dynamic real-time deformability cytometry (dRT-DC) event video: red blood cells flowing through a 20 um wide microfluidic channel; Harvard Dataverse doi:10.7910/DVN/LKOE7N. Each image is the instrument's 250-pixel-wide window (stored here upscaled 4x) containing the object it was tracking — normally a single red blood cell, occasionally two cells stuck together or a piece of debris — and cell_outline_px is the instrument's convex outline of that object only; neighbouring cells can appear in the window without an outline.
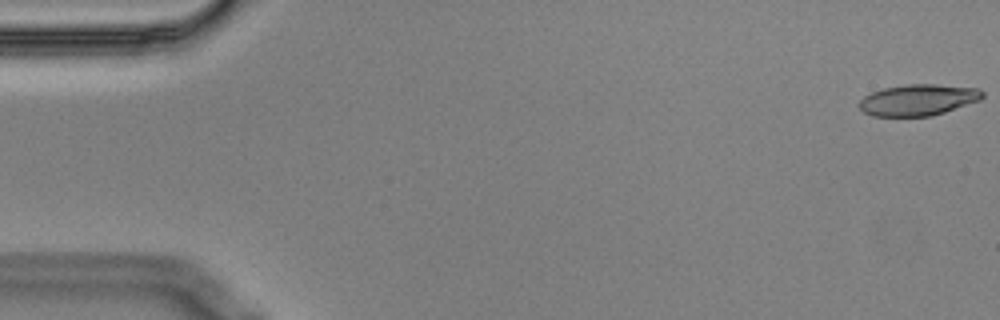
{"species": "Egyptian fruit bat (a non-hibernating species)", "species_latin": "Rousettus aegyptiacus", "temperature_condition": "cold", "stored_images_in_passage": 56, "camera_frame_rate_fps": 3000, "um_per_image_px": 0.085, "animal": {"sex": "male"}, "frame": {"image": 1, "passage_image": 1, "time_ms": 0.0, "image_size_px": [1000, 320], "cell_outline_px": [[984, 96], [980, 100], [932, 116], [872, 116], [864, 112], [856, 104], [864, 96], [872, 92], [884, 88], [904, 84], [936, 84], [980, 88], [984, 92]], "centroid_in_image_um": [78.04, 8.48], "position_along_channel_um": 7.0, "area_um2": 22.6}}
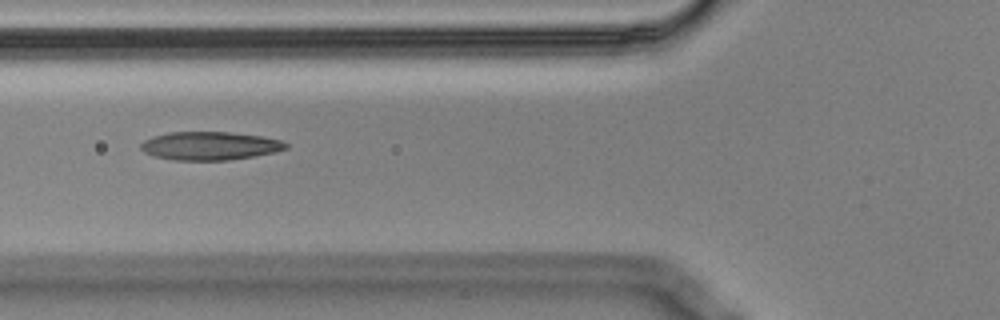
{"frame": {"image": 2, "passage_image": 21, "time_ms": 6.667, "image_size_px": [1000, 320], "cell_outline_px": [[288, 148], [276, 152], [228, 160], [172, 160], [152, 156], [144, 152], [140, 148], [140, 144], [144, 140], [152, 136], [168, 132], [228, 132], [260, 136], [280, 140], [288, 144]], "centroid_in_image_um": [17.79, 12.4], "position_along_channel_um": 108.0, "area_um2": 23.99}}
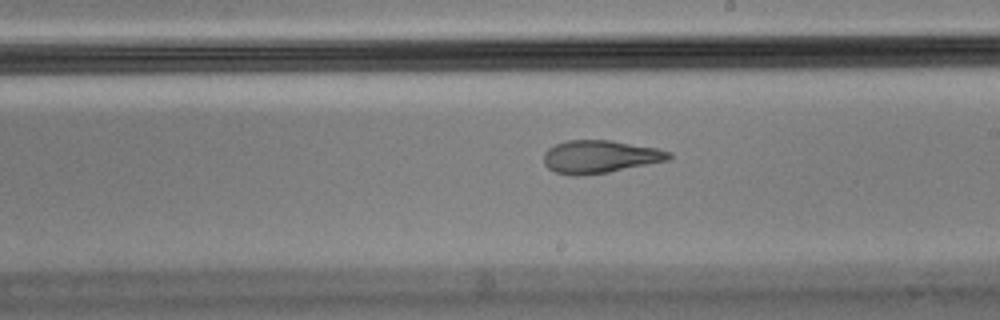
{"frame": {"image": 3, "passage_image": 32, "time_ms": 10.333, "image_size_px": [1000, 320], "cell_outline_px": [[672, 156], [668, 160], [608, 172], [580, 176], [572, 176], [556, 172], [548, 168], [544, 164], [544, 152], [548, 148], [556, 144], [568, 140], [612, 140], [656, 148], [672, 152]], "centroid_in_image_um": [50.98, 13.32], "position_along_channel_um": 238.0, "area_um2": 23.93}, "authors_computed_cell_mechanics": {"area_um2": 24.0159, "velocity_mm_per_s": 3.5344, "shape_relaxation_time_tau1_ms": null, "shape_relaxation_time_tau2_ms": 2.4855, "deformation_change_tau1": null, "deformation_change_tau2": 0.1139}}